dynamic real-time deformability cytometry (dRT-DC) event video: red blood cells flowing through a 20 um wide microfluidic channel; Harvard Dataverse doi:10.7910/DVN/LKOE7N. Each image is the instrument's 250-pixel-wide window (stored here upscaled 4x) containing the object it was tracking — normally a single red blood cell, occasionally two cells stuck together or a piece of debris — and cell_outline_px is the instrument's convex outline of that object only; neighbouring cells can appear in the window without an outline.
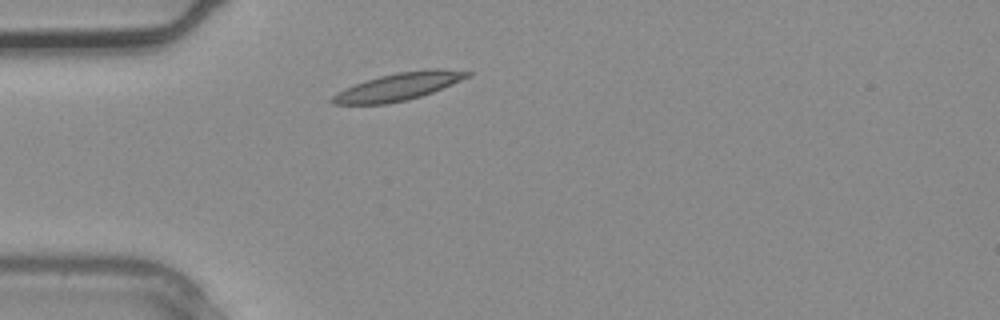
{"species": "common noctule bat (a hibernating species)", "species_latin": "Nyctalus noctula", "temperature_condition": "warm", "stored_images_in_passage": 1, "camera_frame_rate_fps": 3000, "um_per_image_px": 0.085, "animal": {"sex": "male", "body_mass_g": 20.4}, "frame": {"image": 1, "passage_image": 1, "time_ms": 0.0, "image_size_px": [1000, 320], "cell_outline_px": [[472, 72], [468, 76], [460, 80], [432, 92], [408, 100], [388, 104], [332, 104], [328, 100], [332, 96], [364, 80], [396, 72], [428, 68], [436, 68]], "centroid_in_image_um": [33.85, 7.36], "position_along_channel_um": 51.2, "area_um2": 21.39}}